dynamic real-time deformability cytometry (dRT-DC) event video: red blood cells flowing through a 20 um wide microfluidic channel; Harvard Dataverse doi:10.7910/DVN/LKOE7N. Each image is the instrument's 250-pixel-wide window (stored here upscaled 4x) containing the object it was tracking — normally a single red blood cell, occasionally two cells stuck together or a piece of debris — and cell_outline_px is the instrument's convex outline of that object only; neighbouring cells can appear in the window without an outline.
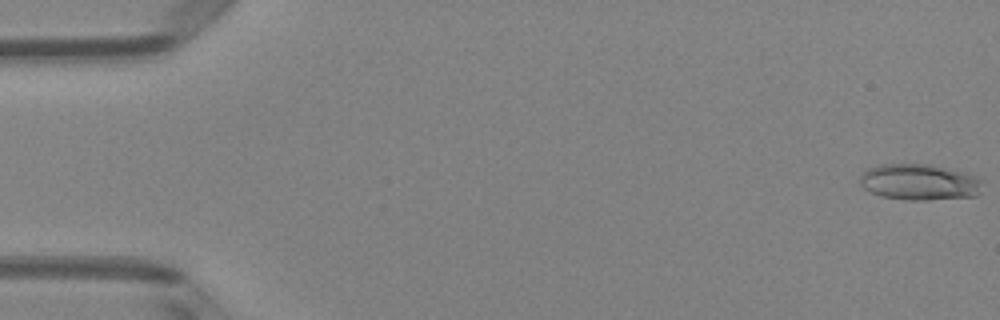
{"species": "Egyptian fruit bat (a non-hibernating species)", "species_latin": "Rousettus aegyptiacus", "temperature_condition": "room temperature", "stored_images_in_passage": 51, "camera_frame_rate_fps": 3000, "um_per_image_px": 0.085, "animal": {"sex": "female"}, "frame": {"image": 1, "passage_image": 1, "time_ms": 0.0, "image_size_px": [1000, 320], "cell_outline_px": [[984, 180], [980, 192], [976, 196], [928, 200], [904, 200], [880, 196], [864, 188], [860, 184], [860, 176], [868, 168], [880, 164], [932, 164], [968, 172]], "centroid_in_image_um": [78.2, 15.47], "position_along_channel_um": 6.8, "area_um2": 26.24}}
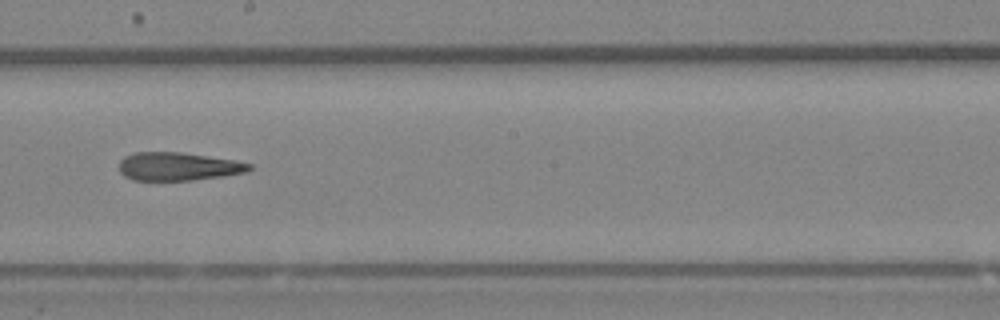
{"frame": {"image": 2, "passage_image": 29, "time_ms": 9.333, "image_size_px": [1000, 320], "cell_outline_px": [[252, 168], [244, 172], [224, 176], [192, 180], [132, 180], [124, 176], [120, 172], [120, 160], [124, 156], [136, 152], [180, 152], [236, 160], [252, 164]], "centroid_in_image_um": [15.13, 14.15], "position_along_channel_um": 233.1, "area_um2": 21.39}}
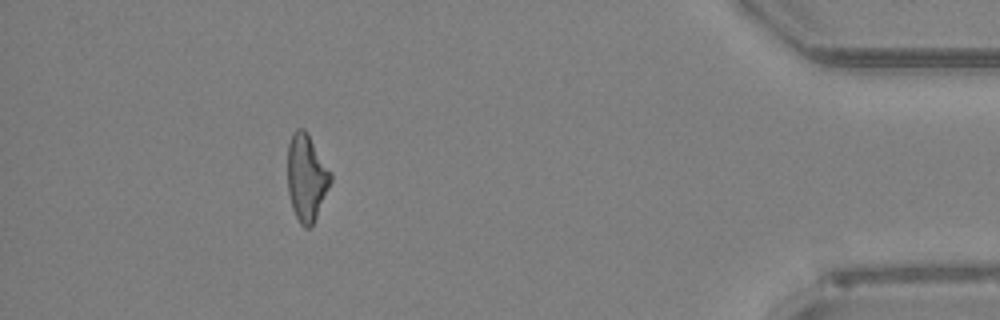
{"frame": {"image": 3, "passage_image": 46, "time_ms": 15.0, "image_size_px": [1000, 320], "cell_outline_px": [[332, 180], [316, 216], [312, 224], [308, 228], [304, 228], [300, 224], [292, 208], [288, 192], [288, 144], [292, 132], [296, 128], [304, 128], [308, 132], [332, 172]], "centroid_in_image_um": [26.05, 15.03], "position_along_channel_um": 409.1, "area_um2": 21.91}, "authors_computed_cell_mechanics": {"area_um2": 22.4842, "velocity_mm_per_s": 4.0416, "shape_relaxation_time_tau1_ms": null, "shape_relaxation_time_tau2_ms": 2.008, "deformation_change_tau1": null, "deformation_change_tau2": 0.1317}}